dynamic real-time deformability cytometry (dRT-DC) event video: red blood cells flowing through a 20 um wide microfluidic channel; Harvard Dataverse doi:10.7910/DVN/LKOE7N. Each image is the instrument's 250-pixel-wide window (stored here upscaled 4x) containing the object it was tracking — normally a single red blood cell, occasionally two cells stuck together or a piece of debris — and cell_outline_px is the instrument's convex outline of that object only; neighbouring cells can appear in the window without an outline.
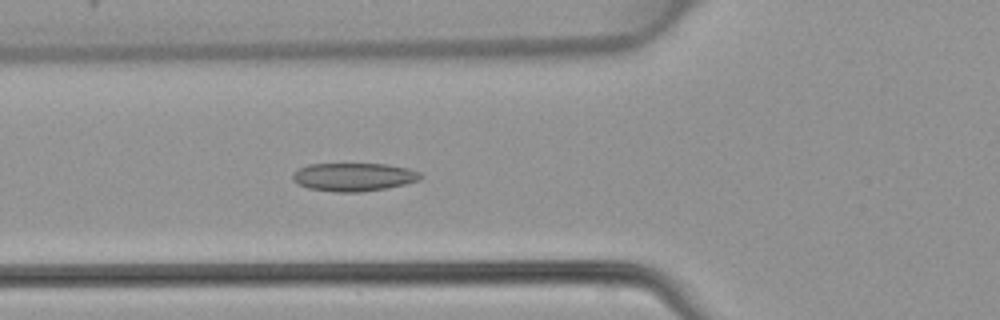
{"species": "common noctule bat (a hibernating species)", "species_latin": "Nyctalus noctula", "temperature_condition": "warm", "stored_images_in_passage": 40, "camera_frame_rate_fps": 3000, "um_per_image_px": 0.085, "animal": {"sex": "female", "body_mass_g": 22.7, "forearm_length_mm": 54.2}, "frame": {"image": 1, "passage_image": 10, "time_ms": 3.0, "image_size_px": [1000, 320], "cell_outline_px": [[424, 176], [420, 180], [388, 188], [360, 192], [336, 192], [308, 188], [292, 180], [292, 176], [296, 168], [308, 164], [388, 164], [408, 168], [420, 172]], "centroid_in_image_um": [30.08, 15.04], "position_along_channel_um": 95.7, "area_um2": 21.21}}
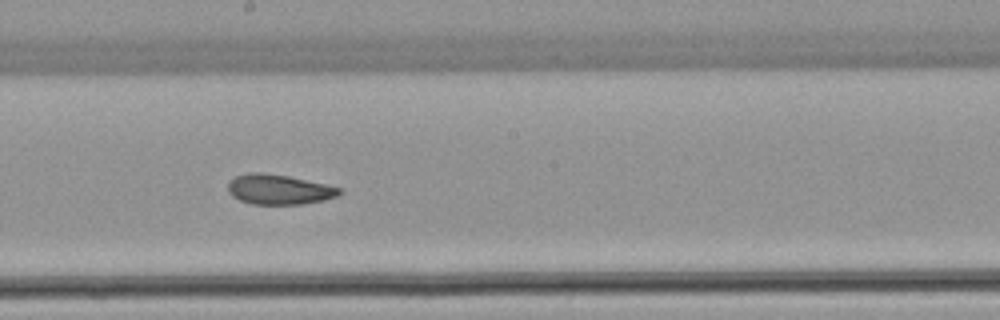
{"frame": {"image": 2, "passage_image": 19, "time_ms": 6.0, "image_size_px": [1000, 320], "cell_outline_px": [[344, 192], [336, 196], [324, 200], [300, 204], [252, 204], [240, 200], [232, 196], [228, 192], [228, 180], [236, 176], [248, 172], [264, 172], [288, 176], [324, 184], [340, 188]], "centroid_in_image_um": [23.67, 16.09], "position_along_channel_um": 224.5, "area_um2": 19.48}}
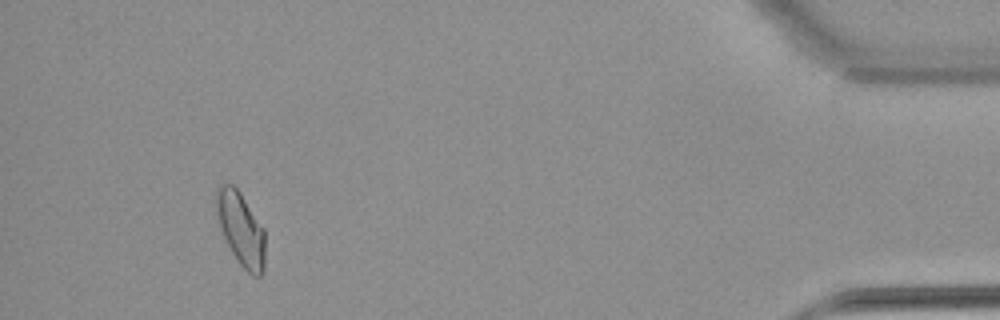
{"frame": {"image": 3, "passage_image": 37, "time_ms": 12.0, "image_size_px": [1000, 320], "cell_outline_px": [[264, 272], [260, 276], [252, 276], [240, 264], [232, 252], [220, 228], [216, 212], [216, 188], [220, 184], [232, 184], [240, 192], [264, 228]], "centroid_in_image_um": [20.47, 19.45], "position_along_channel_um": 414.7, "area_um2": 20.75}}